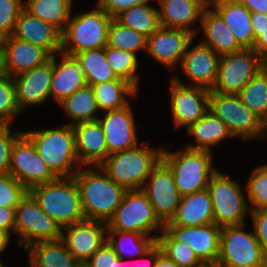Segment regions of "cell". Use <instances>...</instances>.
Wrapping results in <instances>:
<instances>
[{
    "instance_id": "obj_12",
    "label": "cell",
    "mask_w": 267,
    "mask_h": 267,
    "mask_svg": "<svg viewBox=\"0 0 267 267\" xmlns=\"http://www.w3.org/2000/svg\"><path fill=\"white\" fill-rule=\"evenodd\" d=\"M266 65L253 48L221 55L217 79L211 90L221 94H238Z\"/></svg>"
},
{
    "instance_id": "obj_2",
    "label": "cell",
    "mask_w": 267,
    "mask_h": 267,
    "mask_svg": "<svg viewBox=\"0 0 267 267\" xmlns=\"http://www.w3.org/2000/svg\"><path fill=\"white\" fill-rule=\"evenodd\" d=\"M23 133L33 142L40 157L57 177H73L80 169L72 125L43 127Z\"/></svg>"
},
{
    "instance_id": "obj_28",
    "label": "cell",
    "mask_w": 267,
    "mask_h": 267,
    "mask_svg": "<svg viewBox=\"0 0 267 267\" xmlns=\"http://www.w3.org/2000/svg\"><path fill=\"white\" fill-rule=\"evenodd\" d=\"M201 42L211 47L219 56L242 49L222 17L211 7H205L200 21Z\"/></svg>"
},
{
    "instance_id": "obj_60",
    "label": "cell",
    "mask_w": 267,
    "mask_h": 267,
    "mask_svg": "<svg viewBox=\"0 0 267 267\" xmlns=\"http://www.w3.org/2000/svg\"><path fill=\"white\" fill-rule=\"evenodd\" d=\"M199 267H220L218 264H202Z\"/></svg>"
},
{
    "instance_id": "obj_39",
    "label": "cell",
    "mask_w": 267,
    "mask_h": 267,
    "mask_svg": "<svg viewBox=\"0 0 267 267\" xmlns=\"http://www.w3.org/2000/svg\"><path fill=\"white\" fill-rule=\"evenodd\" d=\"M105 55L116 76L128 81L139 91V81L141 80V74L138 73L140 71L138 70L140 67L139 57L134 53L108 46L105 47Z\"/></svg>"
},
{
    "instance_id": "obj_27",
    "label": "cell",
    "mask_w": 267,
    "mask_h": 267,
    "mask_svg": "<svg viewBox=\"0 0 267 267\" xmlns=\"http://www.w3.org/2000/svg\"><path fill=\"white\" fill-rule=\"evenodd\" d=\"M214 223L213 205L207 189L181 196L174 216L164 225L202 226Z\"/></svg>"
},
{
    "instance_id": "obj_32",
    "label": "cell",
    "mask_w": 267,
    "mask_h": 267,
    "mask_svg": "<svg viewBox=\"0 0 267 267\" xmlns=\"http://www.w3.org/2000/svg\"><path fill=\"white\" fill-rule=\"evenodd\" d=\"M100 112L118 110L130 104L128 97H136L139 91L128 81L118 78L91 86Z\"/></svg>"
},
{
    "instance_id": "obj_56",
    "label": "cell",
    "mask_w": 267,
    "mask_h": 267,
    "mask_svg": "<svg viewBox=\"0 0 267 267\" xmlns=\"http://www.w3.org/2000/svg\"><path fill=\"white\" fill-rule=\"evenodd\" d=\"M10 238L0 231V255L4 253L8 245L10 244Z\"/></svg>"
},
{
    "instance_id": "obj_51",
    "label": "cell",
    "mask_w": 267,
    "mask_h": 267,
    "mask_svg": "<svg viewBox=\"0 0 267 267\" xmlns=\"http://www.w3.org/2000/svg\"><path fill=\"white\" fill-rule=\"evenodd\" d=\"M161 253H162V250L160 246L157 243H155L149 250L145 252V254H143L141 257L135 258L133 262H135V265H137L136 267H154L155 262ZM129 264L126 260V266L127 265L129 266ZM133 266H129V267H133Z\"/></svg>"
},
{
    "instance_id": "obj_4",
    "label": "cell",
    "mask_w": 267,
    "mask_h": 267,
    "mask_svg": "<svg viewBox=\"0 0 267 267\" xmlns=\"http://www.w3.org/2000/svg\"><path fill=\"white\" fill-rule=\"evenodd\" d=\"M213 156L212 152L187 147L175 151L167 147L162 151V160L173 172L181 196L207 189L211 176L218 170Z\"/></svg>"
},
{
    "instance_id": "obj_19",
    "label": "cell",
    "mask_w": 267,
    "mask_h": 267,
    "mask_svg": "<svg viewBox=\"0 0 267 267\" xmlns=\"http://www.w3.org/2000/svg\"><path fill=\"white\" fill-rule=\"evenodd\" d=\"M133 111L130 103L118 110L105 111L103 117H98L105 135L108 156L139 144Z\"/></svg>"
},
{
    "instance_id": "obj_31",
    "label": "cell",
    "mask_w": 267,
    "mask_h": 267,
    "mask_svg": "<svg viewBox=\"0 0 267 267\" xmlns=\"http://www.w3.org/2000/svg\"><path fill=\"white\" fill-rule=\"evenodd\" d=\"M224 20L242 48H253L255 37L251 12L240 2H226L212 7Z\"/></svg>"
},
{
    "instance_id": "obj_17",
    "label": "cell",
    "mask_w": 267,
    "mask_h": 267,
    "mask_svg": "<svg viewBox=\"0 0 267 267\" xmlns=\"http://www.w3.org/2000/svg\"><path fill=\"white\" fill-rule=\"evenodd\" d=\"M195 36L188 31L160 26L147 38L146 54L167 70L180 66L190 41Z\"/></svg>"
},
{
    "instance_id": "obj_16",
    "label": "cell",
    "mask_w": 267,
    "mask_h": 267,
    "mask_svg": "<svg viewBox=\"0 0 267 267\" xmlns=\"http://www.w3.org/2000/svg\"><path fill=\"white\" fill-rule=\"evenodd\" d=\"M195 39L197 38L194 37L190 41L179 68L189 83L180 80L179 75L171 77L185 85L200 86L211 90L217 79L220 56L200 39L196 45L192 46Z\"/></svg>"
},
{
    "instance_id": "obj_25",
    "label": "cell",
    "mask_w": 267,
    "mask_h": 267,
    "mask_svg": "<svg viewBox=\"0 0 267 267\" xmlns=\"http://www.w3.org/2000/svg\"><path fill=\"white\" fill-rule=\"evenodd\" d=\"M162 27L188 31L197 37L201 15L206 5L201 0H155ZM194 28V29H193Z\"/></svg>"
},
{
    "instance_id": "obj_55",
    "label": "cell",
    "mask_w": 267,
    "mask_h": 267,
    "mask_svg": "<svg viewBox=\"0 0 267 267\" xmlns=\"http://www.w3.org/2000/svg\"><path fill=\"white\" fill-rule=\"evenodd\" d=\"M154 267H179L175 262L167 258L163 253H161L156 262Z\"/></svg>"
},
{
    "instance_id": "obj_43",
    "label": "cell",
    "mask_w": 267,
    "mask_h": 267,
    "mask_svg": "<svg viewBox=\"0 0 267 267\" xmlns=\"http://www.w3.org/2000/svg\"><path fill=\"white\" fill-rule=\"evenodd\" d=\"M20 114L13 79L3 74L0 76V124H11Z\"/></svg>"
},
{
    "instance_id": "obj_34",
    "label": "cell",
    "mask_w": 267,
    "mask_h": 267,
    "mask_svg": "<svg viewBox=\"0 0 267 267\" xmlns=\"http://www.w3.org/2000/svg\"><path fill=\"white\" fill-rule=\"evenodd\" d=\"M106 241L120 259L141 257L156 243L154 237L120 230H106Z\"/></svg>"
},
{
    "instance_id": "obj_10",
    "label": "cell",
    "mask_w": 267,
    "mask_h": 267,
    "mask_svg": "<svg viewBox=\"0 0 267 267\" xmlns=\"http://www.w3.org/2000/svg\"><path fill=\"white\" fill-rule=\"evenodd\" d=\"M208 111L227 125L235 139L243 142L261 139V118L237 94H221L210 90Z\"/></svg>"
},
{
    "instance_id": "obj_1",
    "label": "cell",
    "mask_w": 267,
    "mask_h": 267,
    "mask_svg": "<svg viewBox=\"0 0 267 267\" xmlns=\"http://www.w3.org/2000/svg\"><path fill=\"white\" fill-rule=\"evenodd\" d=\"M85 219L107 223L127 191L114 182L100 166H81L74 174Z\"/></svg>"
},
{
    "instance_id": "obj_23",
    "label": "cell",
    "mask_w": 267,
    "mask_h": 267,
    "mask_svg": "<svg viewBox=\"0 0 267 267\" xmlns=\"http://www.w3.org/2000/svg\"><path fill=\"white\" fill-rule=\"evenodd\" d=\"M12 36L42 47L51 56L61 52L62 32L25 8L19 14Z\"/></svg>"
},
{
    "instance_id": "obj_40",
    "label": "cell",
    "mask_w": 267,
    "mask_h": 267,
    "mask_svg": "<svg viewBox=\"0 0 267 267\" xmlns=\"http://www.w3.org/2000/svg\"><path fill=\"white\" fill-rule=\"evenodd\" d=\"M237 95L250 110L261 118L267 112V65Z\"/></svg>"
},
{
    "instance_id": "obj_21",
    "label": "cell",
    "mask_w": 267,
    "mask_h": 267,
    "mask_svg": "<svg viewBox=\"0 0 267 267\" xmlns=\"http://www.w3.org/2000/svg\"><path fill=\"white\" fill-rule=\"evenodd\" d=\"M107 225L103 221L83 220L62 228V240L82 264L106 241Z\"/></svg>"
},
{
    "instance_id": "obj_6",
    "label": "cell",
    "mask_w": 267,
    "mask_h": 267,
    "mask_svg": "<svg viewBox=\"0 0 267 267\" xmlns=\"http://www.w3.org/2000/svg\"><path fill=\"white\" fill-rule=\"evenodd\" d=\"M73 14L62 32L61 52L74 56L78 52L107 46L112 17L97 4L95 8Z\"/></svg>"
},
{
    "instance_id": "obj_9",
    "label": "cell",
    "mask_w": 267,
    "mask_h": 267,
    "mask_svg": "<svg viewBox=\"0 0 267 267\" xmlns=\"http://www.w3.org/2000/svg\"><path fill=\"white\" fill-rule=\"evenodd\" d=\"M246 225L221 227L216 262L220 267H267V255L253 229L246 231Z\"/></svg>"
},
{
    "instance_id": "obj_8",
    "label": "cell",
    "mask_w": 267,
    "mask_h": 267,
    "mask_svg": "<svg viewBox=\"0 0 267 267\" xmlns=\"http://www.w3.org/2000/svg\"><path fill=\"white\" fill-rule=\"evenodd\" d=\"M106 225L107 230L136 232L155 239L164 229V223L142 190H127Z\"/></svg>"
},
{
    "instance_id": "obj_50",
    "label": "cell",
    "mask_w": 267,
    "mask_h": 267,
    "mask_svg": "<svg viewBox=\"0 0 267 267\" xmlns=\"http://www.w3.org/2000/svg\"><path fill=\"white\" fill-rule=\"evenodd\" d=\"M0 231L12 240L15 233V208L0 207Z\"/></svg>"
},
{
    "instance_id": "obj_49",
    "label": "cell",
    "mask_w": 267,
    "mask_h": 267,
    "mask_svg": "<svg viewBox=\"0 0 267 267\" xmlns=\"http://www.w3.org/2000/svg\"><path fill=\"white\" fill-rule=\"evenodd\" d=\"M155 0H97L96 4L107 13L108 16L115 18L122 11L133 6L141 5Z\"/></svg>"
},
{
    "instance_id": "obj_57",
    "label": "cell",
    "mask_w": 267,
    "mask_h": 267,
    "mask_svg": "<svg viewBox=\"0 0 267 267\" xmlns=\"http://www.w3.org/2000/svg\"><path fill=\"white\" fill-rule=\"evenodd\" d=\"M261 139H267V112L261 117Z\"/></svg>"
},
{
    "instance_id": "obj_52",
    "label": "cell",
    "mask_w": 267,
    "mask_h": 267,
    "mask_svg": "<svg viewBox=\"0 0 267 267\" xmlns=\"http://www.w3.org/2000/svg\"><path fill=\"white\" fill-rule=\"evenodd\" d=\"M251 26L255 39L267 29V14L265 13H251Z\"/></svg>"
},
{
    "instance_id": "obj_62",
    "label": "cell",
    "mask_w": 267,
    "mask_h": 267,
    "mask_svg": "<svg viewBox=\"0 0 267 267\" xmlns=\"http://www.w3.org/2000/svg\"><path fill=\"white\" fill-rule=\"evenodd\" d=\"M0 267H6V266L2 263V261H0Z\"/></svg>"
},
{
    "instance_id": "obj_33",
    "label": "cell",
    "mask_w": 267,
    "mask_h": 267,
    "mask_svg": "<svg viewBox=\"0 0 267 267\" xmlns=\"http://www.w3.org/2000/svg\"><path fill=\"white\" fill-rule=\"evenodd\" d=\"M58 105L66 112L65 114L70 120L66 124L69 125L79 122L97 121L99 115H101L94 91L88 85L75 91Z\"/></svg>"
},
{
    "instance_id": "obj_58",
    "label": "cell",
    "mask_w": 267,
    "mask_h": 267,
    "mask_svg": "<svg viewBox=\"0 0 267 267\" xmlns=\"http://www.w3.org/2000/svg\"><path fill=\"white\" fill-rule=\"evenodd\" d=\"M226 2H240V0H208L207 7H213Z\"/></svg>"
},
{
    "instance_id": "obj_29",
    "label": "cell",
    "mask_w": 267,
    "mask_h": 267,
    "mask_svg": "<svg viewBox=\"0 0 267 267\" xmlns=\"http://www.w3.org/2000/svg\"><path fill=\"white\" fill-rule=\"evenodd\" d=\"M28 267H83L62 239L39 241L25 249Z\"/></svg>"
},
{
    "instance_id": "obj_3",
    "label": "cell",
    "mask_w": 267,
    "mask_h": 267,
    "mask_svg": "<svg viewBox=\"0 0 267 267\" xmlns=\"http://www.w3.org/2000/svg\"><path fill=\"white\" fill-rule=\"evenodd\" d=\"M161 147L149 142L128 150L110 154L99 166L117 184L126 190H141L153 168L162 159Z\"/></svg>"
},
{
    "instance_id": "obj_53",
    "label": "cell",
    "mask_w": 267,
    "mask_h": 267,
    "mask_svg": "<svg viewBox=\"0 0 267 267\" xmlns=\"http://www.w3.org/2000/svg\"><path fill=\"white\" fill-rule=\"evenodd\" d=\"M253 49L267 63V29L256 38Z\"/></svg>"
},
{
    "instance_id": "obj_54",
    "label": "cell",
    "mask_w": 267,
    "mask_h": 267,
    "mask_svg": "<svg viewBox=\"0 0 267 267\" xmlns=\"http://www.w3.org/2000/svg\"><path fill=\"white\" fill-rule=\"evenodd\" d=\"M251 13H265L267 14V0H240Z\"/></svg>"
},
{
    "instance_id": "obj_11",
    "label": "cell",
    "mask_w": 267,
    "mask_h": 267,
    "mask_svg": "<svg viewBox=\"0 0 267 267\" xmlns=\"http://www.w3.org/2000/svg\"><path fill=\"white\" fill-rule=\"evenodd\" d=\"M17 243L24 249L39 241L62 238L61 226L50 218L38 201L28 191L15 208V233Z\"/></svg>"
},
{
    "instance_id": "obj_41",
    "label": "cell",
    "mask_w": 267,
    "mask_h": 267,
    "mask_svg": "<svg viewBox=\"0 0 267 267\" xmlns=\"http://www.w3.org/2000/svg\"><path fill=\"white\" fill-rule=\"evenodd\" d=\"M156 243L162 253L179 267H199L203 264L188 244L175 240L165 229L158 235Z\"/></svg>"
},
{
    "instance_id": "obj_30",
    "label": "cell",
    "mask_w": 267,
    "mask_h": 267,
    "mask_svg": "<svg viewBox=\"0 0 267 267\" xmlns=\"http://www.w3.org/2000/svg\"><path fill=\"white\" fill-rule=\"evenodd\" d=\"M187 136L193 138L186 146L189 149L213 152L212 147L222 143L223 140L234 138L227 125L208 111L201 119L191 125L187 130Z\"/></svg>"
},
{
    "instance_id": "obj_38",
    "label": "cell",
    "mask_w": 267,
    "mask_h": 267,
    "mask_svg": "<svg viewBox=\"0 0 267 267\" xmlns=\"http://www.w3.org/2000/svg\"><path fill=\"white\" fill-rule=\"evenodd\" d=\"M147 38L144 34L130 29L112 18L108 28L107 46L139 56L138 52L146 53Z\"/></svg>"
},
{
    "instance_id": "obj_15",
    "label": "cell",
    "mask_w": 267,
    "mask_h": 267,
    "mask_svg": "<svg viewBox=\"0 0 267 267\" xmlns=\"http://www.w3.org/2000/svg\"><path fill=\"white\" fill-rule=\"evenodd\" d=\"M154 208L157 217L165 224L174 216L181 195L174 174L161 159L147 177L142 189Z\"/></svg>"
},
{
    "instance_id": "obj_14",
    "label": "cell",
    "mask_w": 267,
    "mask_h": 267,
    "mask_svg": "<svg viewBox=\"0 0 267 267\" xmlns=\"http://www.w3.org/2000/svg\"><path fill=\"white\" fill-rule=\"evenodd\" d=\"M169 83V108L172 114V125L176 129L183 127L187 130L208 112L210 90L179 83L172 77L169 79Z\"/></svg>"
},
{
    "instance_id": "obj_26",
    "label": "cell",
    "mask_w": 267,
    "mask_h": 267,
    "mask_svg": "<svg viewBox=\"0 0 267 267\" xmlns=\"http://www.w3.org/2000/svg\"><path fill=\"white\" fill-rule=\"evenodd\" d=\"M61 61H57V58ZM83 69L75 56L63 52L53 55V74L51 78L50 98L61 103L75 91L85 87Z\"/></svg>"
},
{
    "instance_id": "obj_59",
    "label": "cell",
    "mask_w": 267,
    "mask_h": 267,
    "mask_svg": "<svg viewBox=\"0 0 267 267\" xmlns=\"http://www.w3.org/2000/svg\"><path fill=\"white\" fill-rule=\"evenodd\" d=\"M4 73V68H3V50H2V46L0 43V76H2Z\"/></svg>"
},
{
    "instance_id": "obj_37",
    "label": "cell",
    "mask_w": 267,
    "mask_h": 267,
    "mask_svg": "<svg viewBox=\"0 0 267 267\" xmlns=\"http://www.w3.org/2000/svg\"><path fill=\"white\" fill-rule=\"evenodd\" d=\"M151 2L126 9L115 19L122 25L149 37L161 26L158 7L151 6Z\"/></svg>"
},
{
    "instance_id": "obj_36",
    "label": "cell",
    "mask_w": 267,
    "mask_h": 267,
    "mask_svg": "<svg viewBox=\"0 0 267 267\" xmlns=\"http://www.w3.org/2000/svg\"><path fill=\"white\" fill-rule=\"evenodd\" d=\"M74 56L83 69L84 78L88 86L118 79L108 64L105 47L78 52Z\"/></svg>"
},
{
    "instance_id": "obj_46",
    "label": "cell",
    "mask_w": 267,
    "mask_h": 267,
    "mask_svg": "<svg viewBox=\"0 0 267 267\" xmlns=\"http://www.w3.org/2000/svg\"><path fill=\"white\" fill-rule=\"evenodd\" d=\"M83 267H126V259H120L114 248L105 241L93 255L83 263Z\"/></svg>"
},
{
    "instance_id": "obj_22",
    "label": "cell",
    "mask_w": 267,
    "mask_h": 267,
    "mask_svg": "<svg viewBox=\"0 0 267 267\" xmlns=\"http://www.w3.org/2000/svg\"><path fill=\"white\" fill-rule=\"evenodd\" d=\"M4 73L11 78L48 61L51 55L42 47L19 40L12 35L0 40Z\"/></svg>"
},
{
    "instance_id": "obj_47",
    "label": "cell",
    "mask_w": 267,
    "mask_h": 267,
    "mask_svg": "<svg viewBox=\"0 0 267 267\" xmlns=\"http://www.w3.org/2000/svg\"><path fill=\"white\" fill-rule=\"evenodd\" d=\"M23 131H12L11 124H0V174L9 173L13 142Z\"/></svg>"
},
{
    "instance_id": "obj_45",
    "label": "cell",
    "mask_w": 267,
    "mask_h": 267,
    "mask_svg": "<svg viewBox=\"0 0 267 267\" xmlns=\"http://www.w3.org/2000/svg\"><path fill=\"white\" fill-rule=\"evenodd\" d=\"M24 0H0V40L12 35Z\"/></svg>"
},
{
    "instance_id": "obj_61",
    "label": "cell",
    "mask_w": 267,
    "mask_h": 267,
    "mask_svg": "<svg viewBox=\"0 0 267 267\" xmlns=\"http://www.w3.org/2000/svg\"><path fill=\"white\" fill-rule=\"evenodd\" d=\"M205 5H207L208 0H201Z\"/></svg>"
},
{
    "instance_id": "obj_13",
    "label": "cell",
    "mask_w": 267,
    "mask_h": 267,
    "mask_svg": "<svg viewBox=\"0 0 267 267\" xmlns=\"http://www.w3.org/2000/svg\"><path fill=\"white\" fill-rule=\"evenodd\" d=\"M9 173L27 191L58 178L40 157L33 142L23 132L13 142Z\"/></svg>"
},
{
    "instance_id": "obj_20",
    "label": "cell",
    "mask_w": 267,
    "mask_h": 267,
    "mask_svg": "<svg viewBox=\"0 0 267 267\" xmlns=\"http://www.w3.org/2000/svg\"><path fill=\"white\" fill-rule=\"evenodd\" d=\"M164 229L175 240L188 244L203 264H216L221 227L211 223L193 227L164 225Z\"/></svg>"
},
{
    "instance_id": "obj_24",
    "label": "cell",
    "mask_w": 267,
    "mask_h": 267,
    "mask_svg": "<svg viewBox=\"0 0 267 267\" xmlns=\"http://www.w3.org/2000/svg\"><path fill=\"white\" fill-rule=\"evenodd\" d=\"M72 126L80 165L99 166L108 157L105 135L99 121L79 122Z\"/></svg>"
},
{
    "instance_id": "obj_42",
    "label": "cell",
    "mask_w": 267,
    "mask_h": 267,
    "mask_svg": "<svg viewBox=\"0 0 267 267\" xmlns=\"http://www.w3.org/2000/svg\"><path fill=\"white\" fill-rule=\"evenodd\" d=\"M245 189L250 211L267 209V163L254 167Z\"/></svg>"
},
{
    "instance_id": "obj_5",
    "label": "cell",
    "mask_w": 267,
    "mask_h": 267,
    "mask_svg": "<svg viewBox=\"0 0 267 267\" xmlns=\"http://www.w3.org/2000/svg\"><path fill=\"white\" fill-rule=\"evenodd\" d=\"M29 192L41 209L61 228L85 220L74 177H58L54 181L33 187Z\"/></svg>"
},
{
    "instance_id": "obj_48",
    "label": "cell",
    "mask_w": 267,
    "mask_h": 267,
    "mask_svg": "<svg viewBox=\"0 0 267 267\" xmlns=\"http://www.w3.org/2000/svg\"><path fill=\"white\" fill-rule=\"evenodd\" d=\"M249 216L252 221L251 225L253 224L254 235L267 255V209L251 211Z\"/></svg>"
},
{
    "instance_id": "obj_7",
    "label": "cell",
    "mask_w": 267,
    "mask_h": 267,
    "mask_svg": "<svg viewBox=\"0 0 267 267\" xmlns=\"http://www.w3.org/2000/svg\"><path fill=\"white\" fill-rule=\"evenodd\" d=\"M241 185V182H237L230 174H224L219 169L211 176L207 190L213 205L214 223L217 226L246 223L251 211L245 195V186Z\"/></svg>"
},
{
    "instance_id": "obj_18",
    "label": "cell",
    "mask_w": 267,
    "mask_h": 267,
    "mask_svg": "<svg viewBox=\"0 0 267 267\" xmlns=\"http://www.w3.org/2000/svg\"><path fill=\"white\" fill-rule=\"evenodd\" d=\"M53 56L44 64L13 77L16 102L20 112L43 105L50 99Z\"/></svg>"
},
{
    "instance_id": "obj_44",
    "label": "cell",
    "mask_w": 267,
    "mask_h": 267,
    "mask_svg": "<svg viewBox=\"0 0 267 267\" xmlns=\"http://www.w3.org/2000/svg\"><path fill=\"white\" fill-rule=\"evenodd\" d=\"M27 190L10 174H0V207L16 208Z\"/></svg>"
},
{
    "instance_id": "obj_35",
    "label": "cell",
    "mask_w": 267,
    "mask_h": 267,
    "mask_svg": "<svg viewBox=\"0 0 267 267\" xmlns=\"http://www.w3.org/2000/svg\"><path fill=\"white\" fill-rule=\"evenodd\" d=\"M74 0H24V8L32 15L54 25L63 32L70 20Z\"/></svg>"
}]
</instances>
